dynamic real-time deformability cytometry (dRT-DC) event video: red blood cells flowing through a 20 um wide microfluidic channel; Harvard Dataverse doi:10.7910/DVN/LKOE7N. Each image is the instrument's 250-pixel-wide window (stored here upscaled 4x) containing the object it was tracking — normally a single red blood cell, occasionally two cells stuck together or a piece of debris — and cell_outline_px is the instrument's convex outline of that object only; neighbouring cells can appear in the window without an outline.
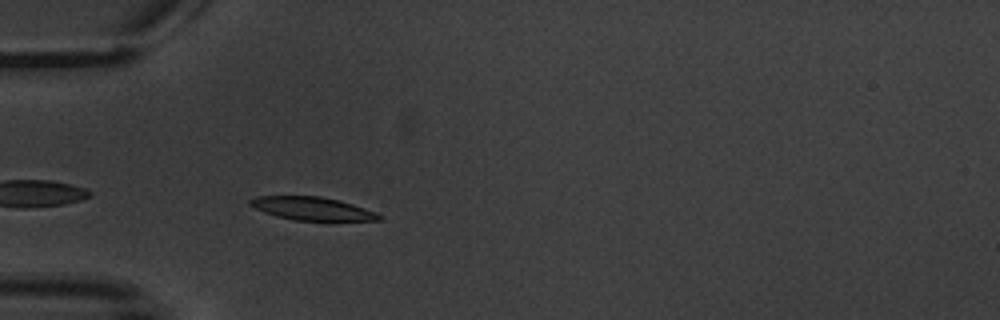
{"species": "common noctule bat (a hibernating species)", "species_latin": "Nyctalus noctula", "temperature_condition": "warm", "stored_images_in_passage": 5, "camera_frame_rate_fps": 3000, "um_per_image_px": 0.085, "animal": {"sex": "male", "body_mass_g": 20.1, "forearm_length_mm": 53.5}, "frame": {"image": 1, "passage_image": 5, "time_ms": 5.0, "image_size_px": [1000, 320], "cell_outline_px": [[384, 220], [292, 220], [276, 216], [264, 212], [248, 204], [248, 200], [256, 196], [320, 196], [340, 200], [376, 212], [384, 216]], "centroid_in_image_um": [26.54, 17.72], "position_along_channel_um": 58.5, "area_um2": 17.4}}